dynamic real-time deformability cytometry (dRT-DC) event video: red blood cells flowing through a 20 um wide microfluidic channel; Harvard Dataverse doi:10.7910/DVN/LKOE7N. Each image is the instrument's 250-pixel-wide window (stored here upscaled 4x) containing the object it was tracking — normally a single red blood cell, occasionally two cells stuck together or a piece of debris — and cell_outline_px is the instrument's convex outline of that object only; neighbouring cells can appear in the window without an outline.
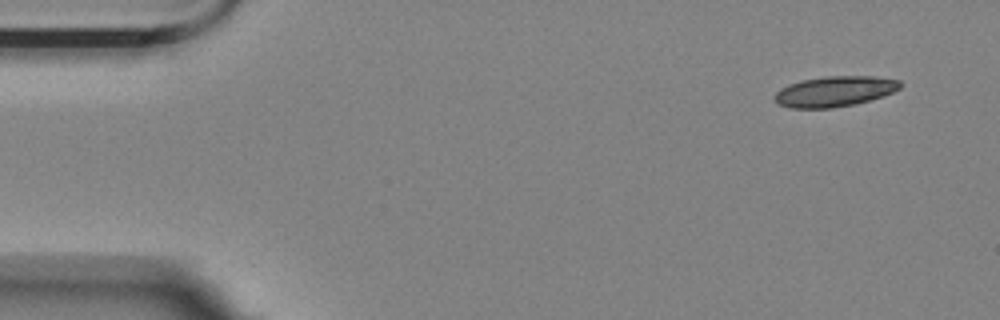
{"species": "Egyptian fruit bat (a non-hibernating species)", "species_latin": "Rousettus aegyptiacus", "temperature_condition": "room temperature", "stored_images_in_passage": 4, "camera_frame_rate_fps": 3000, "um_per_image_px": 0.085, "animal": {"sex": "female"}, "frame": {"image": 1, "passage_image": 1, "time_ms": 0.0, "image_size_px": [1000, 320], "cell_outline_px": [[904, 84], [900, 88], [892, 92], [856, 104], [832, 108], [792, 108], [780, 104], [776, 100], [776, 92], [780, 88], [788, 84], [800, 80], [824, 76], [872, 76], [900, 80]], "centroid_in_image_um": [70.95, 7.75], "position_along_channel_um": 14.0, "area_um2": 22.2}}